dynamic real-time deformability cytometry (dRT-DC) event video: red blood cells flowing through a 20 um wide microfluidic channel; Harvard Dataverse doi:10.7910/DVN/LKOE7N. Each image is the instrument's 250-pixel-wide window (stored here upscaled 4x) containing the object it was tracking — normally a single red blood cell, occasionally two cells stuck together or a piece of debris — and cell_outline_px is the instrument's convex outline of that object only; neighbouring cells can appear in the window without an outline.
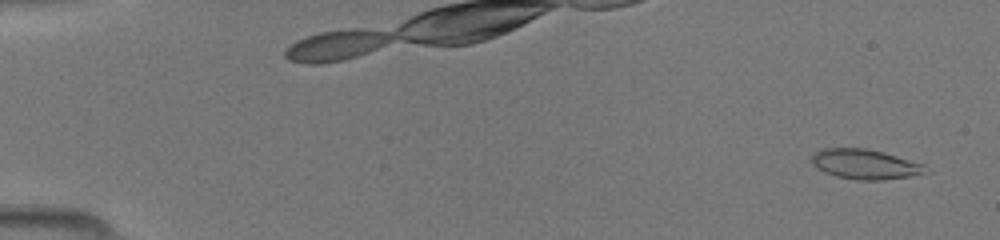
{"species": "common noctule bat (a hibernating species)", "species_latin": "Nyctalus noctula", "temperature_condition": "room temperature", "stored_images_in_passage": 49, "camera_frame_rate_fps": 3000, "um_per_image_px": 0.085, "animal": {"sex": "female", "body_mass_g": 19.5, "forearm_length_mm": 54.1}, "frame": {"image": 1, "passage_image": 3, "time_ms": 0.667, "image_size_px": [1000, 240], "cell_outline_px": [[924, 168], [920, 172], [908, 176], [880, 180], [860, 180], [836, 176], [820, 168], [812, 160], [812, 156], [816, 152], [824, 148], [864, 148], [880, 152], [924, 164]], "centroid_in_image_um": [73.48, 13.95], "position_along_channel_um": 11.5, "area_um2": 18.79}}
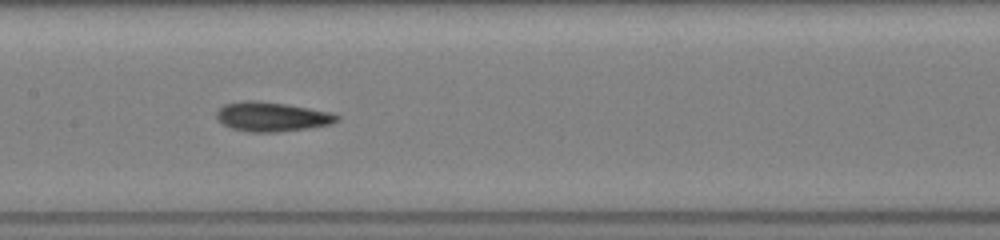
{"frame": {"image": 2, "passage_image": 26, "time_ms": 8.333, "image_size_px": [1000, 240], "cell_outline_px": [[340, 120], [328, 124], [308, 128], [276, 132], [252, 132], [232, 128], [224, 124], [216, 116], [216, 112], [224, 104], [244, 100], [252, 100], [284, 104], [332, 112], [340, 116]], "centroid_in_image_um": [23.12, 9.91], "position_along_channel_um": 184.3, "area_um2": 20.35}}
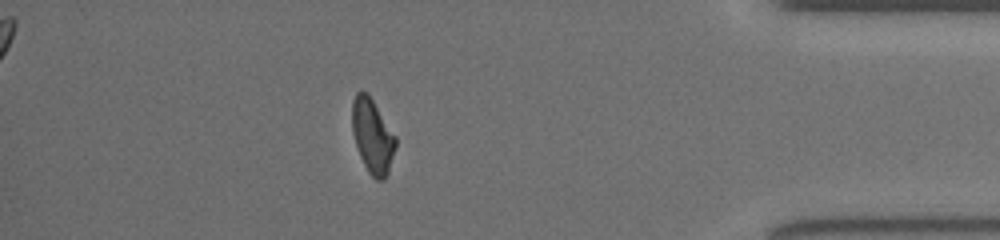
{"frame": {"image": 3, "passage_image": 44, "time_ms": 14.333, "image_size_px": [1000, 240], "cell_outline_px": [[396, 144], [388, 176], [384, 180], [376, 180], [368, 172], [360, 156], [352, 132], [352, 100], [356, 92], [368, 92], [396, 136]], "centroid_in_image_um": [31.67, 11.56], "position_along_channel_um": 403.5, "area_um2": 18.96}}